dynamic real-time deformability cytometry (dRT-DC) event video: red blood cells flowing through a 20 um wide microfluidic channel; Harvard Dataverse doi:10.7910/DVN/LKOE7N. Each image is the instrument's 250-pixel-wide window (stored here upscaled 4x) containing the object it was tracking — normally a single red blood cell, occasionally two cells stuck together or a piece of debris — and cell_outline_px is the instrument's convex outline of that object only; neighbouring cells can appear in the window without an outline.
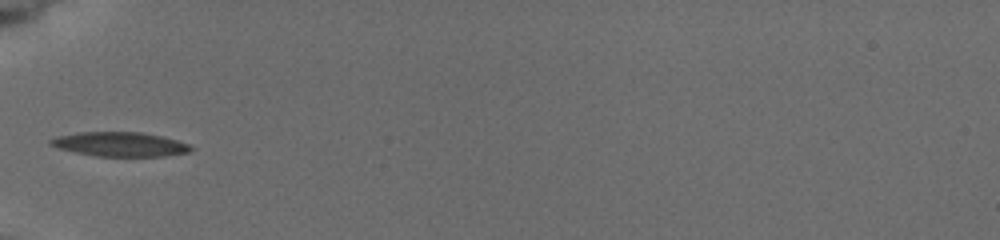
{"species": "common noctule bat (a hibernating species)", "species_latin": "Nyctalus noctula", "temperature_condition": "cold", "stored_images_in_passage": 4, "camera_frame_rate_fps": 3000, "um_per_image_px": 0.085, "animal": {"sex": "female", "body_mass_g": 19.5, "forearm_length_mm": 54.1}, "frame": {"image": 1, "passage_image": 1, "time_ms": 0.0, "image_size_px": [1000, 240], "cell_outline_px": [[192, 148], [188, 152], [164, 156], [96, 156], [76, 152], [60, 148], [48, 144], [48, 140], [56, 136], [80, 132], [140, 132], [160, 136], [192, 144]], "centroid_in_image_um": [10.19, 12.26], "position_along_channel_um": 74.8, "area_um2": 19.77}}
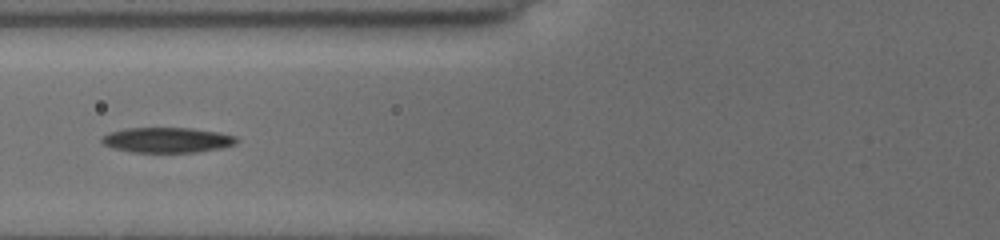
{"frame": {"image": 2, "passage_image": 2, "time_ms": 1.0, "image_size_px": [1000, 240], "cell_outline_px": [[240, 140], [236, 144], [220, 148], [196, 152], [132, 152], [116, 148], [104, 144], [100, 140], [104, 136], [112, 132], [128, 128], [188, 128], [220, 132], [236, 136]], "centroid_in_image_um": [14.29, 11.9], "position_along_channel_um": 111.5, "area_um2": 19.59}}
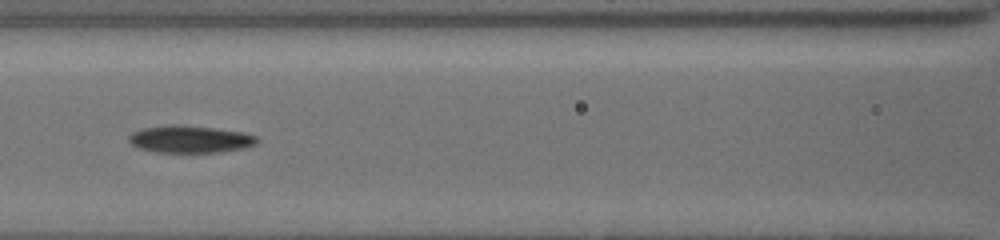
{"frame": {"image": 3, "passage_image": 3, "time_ms": 2.0, "image_size_px": [1000, 240], "cell_outline_px": [[260, 140], [256, 144], [244, 148], [220, 152], [156, 152], [140, 148], [132, 144], [128, 140], [128, 136], [132, 132], [140, 128], [176, 124], [180, 124], [212, 128], [240, 132], [256, 136]], "centroid_in_image_um": [16.13, 11.83], "position_along_channel_um": 150.5, "area_um2": 20.29}}